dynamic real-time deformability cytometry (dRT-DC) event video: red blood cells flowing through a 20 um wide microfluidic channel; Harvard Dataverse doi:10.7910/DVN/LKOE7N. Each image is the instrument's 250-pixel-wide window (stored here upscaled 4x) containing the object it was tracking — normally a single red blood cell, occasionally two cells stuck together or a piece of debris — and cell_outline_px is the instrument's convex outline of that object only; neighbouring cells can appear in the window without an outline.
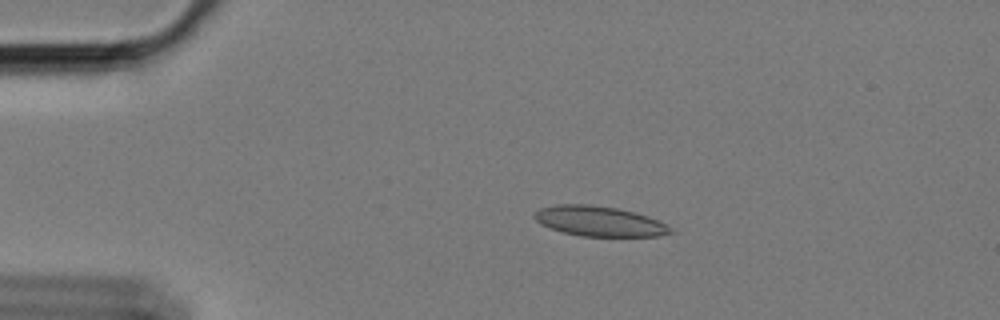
{"species": "Egyptian fruit bat (a non-hibernating species)", "species_latin": "Rousettus aegyptiacus", "temperature_condition": "cold", "stored_images_in_passage": 55, "camera_frame_rate_fps": 3000, "um_per_image_px": 0.085, "animal": {"sex": "female"}, "frame": {"image": 1, "passage_image": 8, "time_ms": 2.333, "image_size_px": [1000, 320], "cell_outline_px": [[676, 232], [656, 236], [580, 236], [564, 232], [540, 224], [532, 216], [540, 208], [556, 204], [592, 204], [616, 208], [636, 212], [648, 216], [668, 224]], "centroid_in_image_um": [50.97, 18.8], "position_along_channel_um": 34.0, "area_um2": 23.99}}
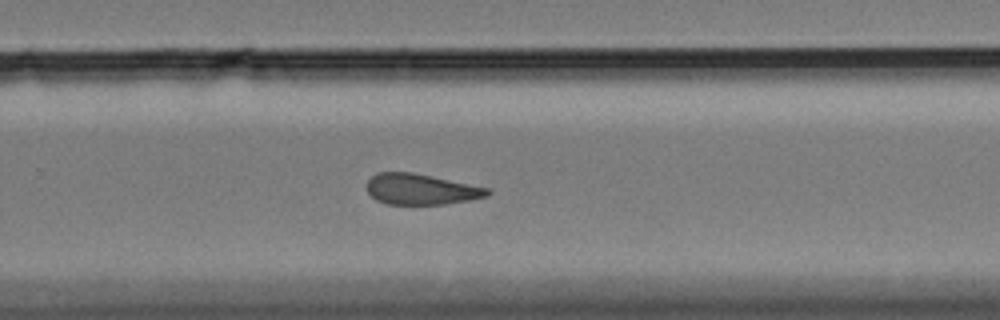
{"frame": {"image": 2, "passage_image": 35, "time_ms": 11.333, "image_size_px": [1000, 320], "cell_outline_px": [[492, 192], [488, 196], [468, 200], [444, 204], [384, 204], [376, 200], [368, 192], [368, 180], [376, 172], [412, 172], [488, 188]], "centroid_in_image_um": [35.76, 16.09], "position_along_channel_um": 294.0, "area_um2": 21.44}}
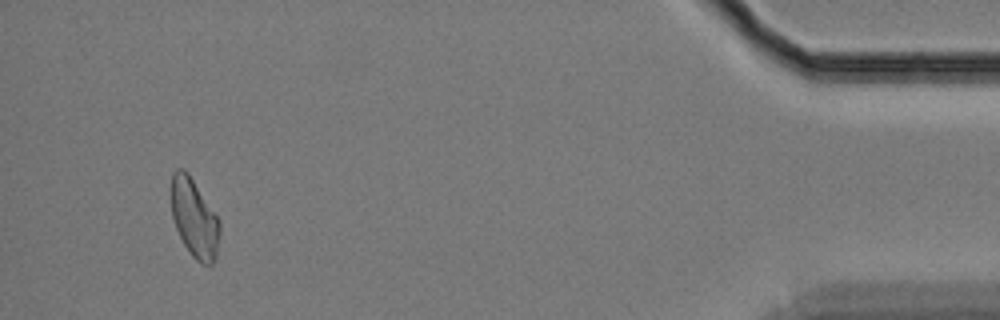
{"frame": {"image": 3, "passage_image": 52, "time_ms": 17.0, "image_size_px": [1000, 320], "cell_outline_px": [[220, 232], [216, 260], [212, 264], [200, 264], [192, 256], [184, 244], [176, 228], [172, 216], [172, 172], [176, 168], [184, 168], [188, 172], [220, 220]], "centroid_in_image_um": [16.54, 18.55], "position_along_channel_um": 418.7, "area_um2": 22.25}, "authors_computed_cell_mechanics": {"area_um2": 22.7732, "velocity_mm_per_s": 3.3909, "shape_relaxation_time_tau1_ms": null, "shape_relaxation_time_tau2_ms": 3.1107, "deformation_change_tau1": null, "deformation_change_tau2": 0.1125}}